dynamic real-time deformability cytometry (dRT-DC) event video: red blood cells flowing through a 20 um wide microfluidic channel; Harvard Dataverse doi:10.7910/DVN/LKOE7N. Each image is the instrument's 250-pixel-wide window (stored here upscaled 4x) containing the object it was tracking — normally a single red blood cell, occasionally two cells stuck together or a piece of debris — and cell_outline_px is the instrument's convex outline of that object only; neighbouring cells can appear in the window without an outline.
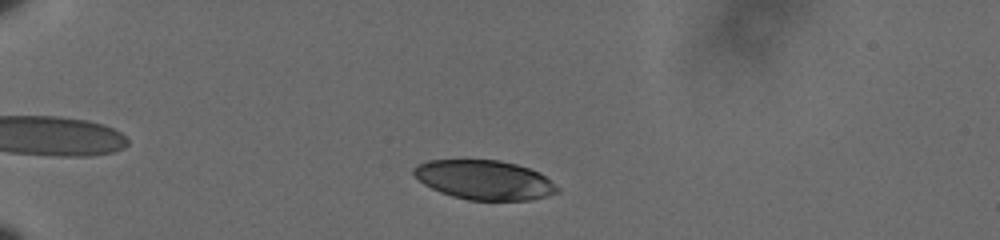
{"species": "human", "species_latin": "Homo sapiens", "temperature_condition": "cold", "stored_images_in_passage": 17, "camera_frame_rate_fps": 3000, "um_per_image_px": 0.085, "donor": {"sex": "male"}, "frame": {"image": 1, "passage_image": 4, "time_ms": 1.0, "image_size_px": [1000, 240], "cell_outline_px": [[560, 192], [548, 196], [528, 200], [468, 200], [452, 196], [440, 192], [424, 184], [412, 172], [412, 168], [416, 164], [428, 160], [500, 160], [516, 164], [540, 172], [560, 188]], "centroid_in_image_um": [41.18, 15.29], "position_along_channel_um": 43.8, "area_um2": 33.06}}
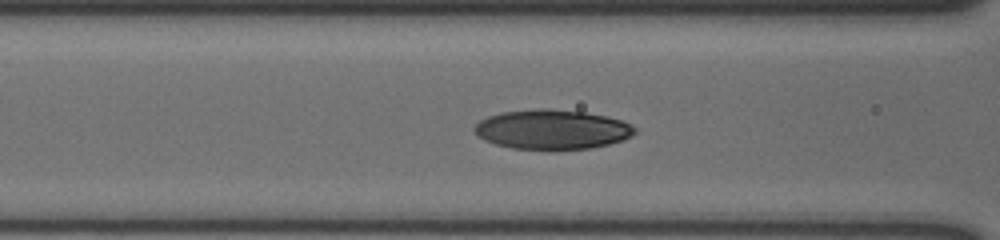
{"frame": {"image": 2, "passage_image": 13, "time_ms": 4.0, "image_size_px": [1000, 240], "cell_outline_px": [[636, 132], [632, 136], [624, 140], [608, 144], [588, 148], [512, 148], [496, 144], [484, 140], [476, 136], [472, 128], [480, 120], [488, 116], [500, 112], [540, 108], [544, 108], [584, 112], [608, 116], [632, 124], [636, 128]], "centroid_in_image_um": [46.92, 10.98], "position_along_channel_um": 119.7, "area_um2": 36.82}}
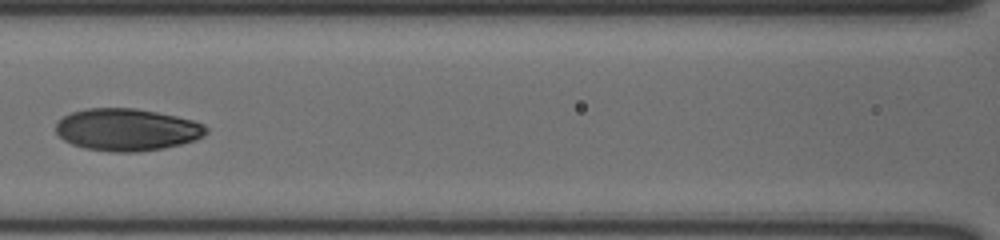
{"frame": {"image": 3, "passage_image": 15, "time_ms": 4.667, "image_size_px": [1000, 240], "cell_outline_px": [[208, 132], [204, 136], [196, 140], [164, 148], [140, 152], [112, 152], [84, 148], [72, 144], [64, 140], [56, 132], [56, 124], [64, 116], [72, 112], [88, 108], [136, 108], [196, 120], [204, 124], [208, 128]], "centroid_in_image_um": [10.83, 11.02], "position_along_channel_um": 155.8, "area_um2": 37.17}}